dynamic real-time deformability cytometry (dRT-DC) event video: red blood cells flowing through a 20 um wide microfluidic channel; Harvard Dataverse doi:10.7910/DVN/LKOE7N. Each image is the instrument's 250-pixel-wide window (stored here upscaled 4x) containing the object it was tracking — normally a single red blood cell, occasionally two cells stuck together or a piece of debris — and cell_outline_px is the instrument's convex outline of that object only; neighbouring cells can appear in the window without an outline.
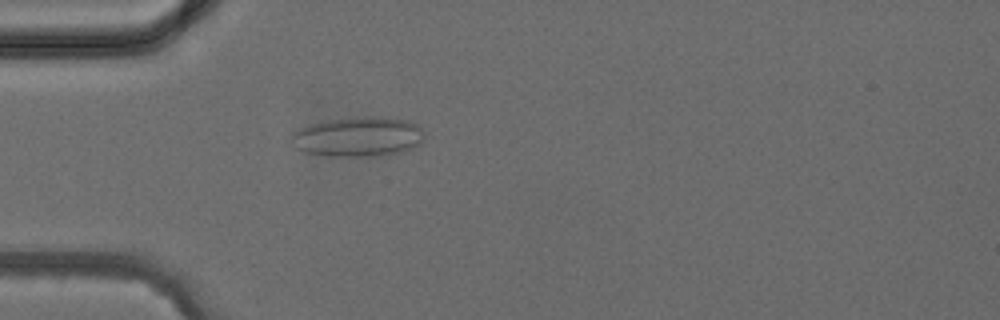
{"species": "common noctule bat (a hibernating species)", "species_latin": "Nyctalus noctula", "temperature_condition": "cold", "stored_images_in_passage": 1, "camera_frame_rate_fps": 3000, "um_per_image_px": 0.085, "animal": {"sex": "female", "body_mass_g": 24.6, "forearm_length_mm": 56.2}, "frame": {"image": 1, "passage_image": 1, "time_ms": 0.0, "image_size_px": [1000, 320], "cell_outline_px": [[424, 136], [420, 144], [404, 152], [372, 156], [328, 156], [304, 152], [296, 148], [292, 136], [292, 132], [308, 124], [328, 120], [364, 116], [380, 116], [408, 120], [416, 124], [424, 132]], "centroid_in_image_um": [30.47, 11.62], "position_along_channel_um": 54.5, "area_um2": 30.98}}